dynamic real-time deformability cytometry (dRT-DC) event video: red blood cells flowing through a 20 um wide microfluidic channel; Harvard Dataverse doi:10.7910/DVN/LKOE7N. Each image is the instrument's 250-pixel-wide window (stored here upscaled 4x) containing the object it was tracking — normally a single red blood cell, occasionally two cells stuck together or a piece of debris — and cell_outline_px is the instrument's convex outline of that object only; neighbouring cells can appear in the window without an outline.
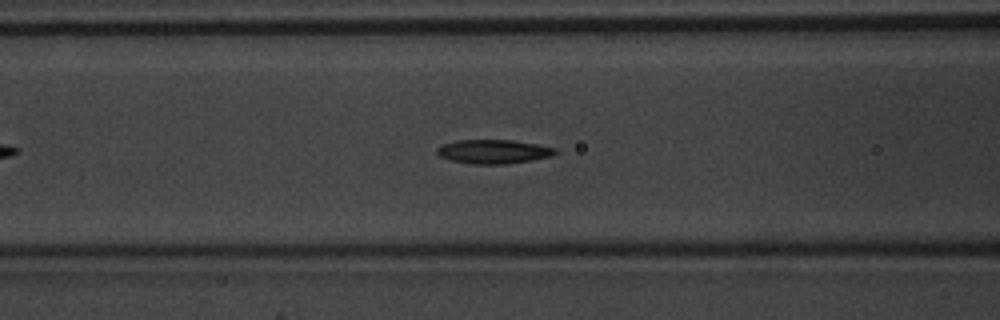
{"species": "common noctule bat (a hibernating species)", "species_latin": "Nyctalus noctula", "temperature_condition": "warm", "stored_images_in_passage": 41, "camera_frame_rate_fps": 3000, "um_per_image_px": 0.085, "animal": {"sex": "male", "body_mass_g": 20.1, "forearm_length_mm": 53.5}, "frame": {"image": 1, "passage_image": 12, "time_ms": 3.667, "image_size_px": [1000, 320], "cell_outline_px": [[560, 152], [552, 156], [532, 160], [504, 164], [472, 164], [452, 160], [440, 156], [436, 152], [436, 148], [444, 144], [456, 140], [512, 140], [536, 144], [556, 148]], "centroid_in_image_um": [41.98, 12.88], "position_along_channel_um": 124.6, "area_um2": 16.53}}
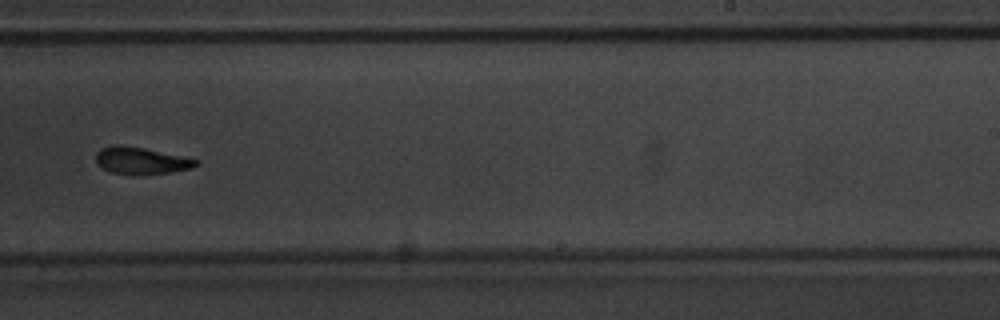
{"frame": {"image": 2, "passage_image": 23, "time_ms": 7.333, "image_size_px": [1000, 320], "cell_outline_px": [[200, 164], [192, 168], [168, 172], [132, 176], [112, 172], [104, 168], [96, 160], [96, 152], [100, 148], [112, 144], [120, 144], [144, 148], [184, 156], [200, 160]], "centroid_in_image_um": [12.01, 13.65], "position_along_channel_um": 277.0, "area_um2": 15.95}}
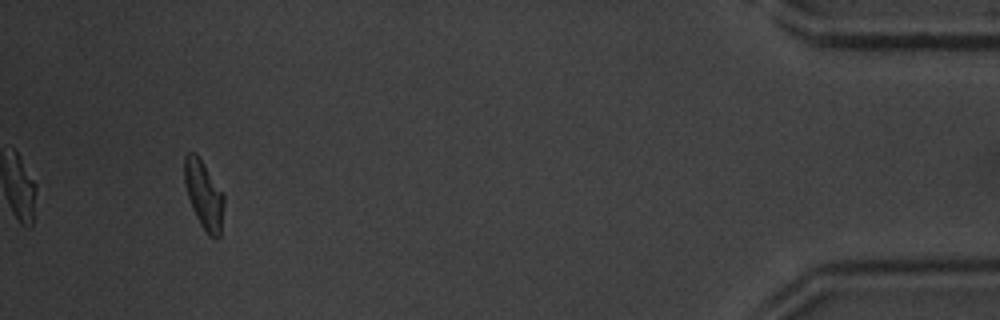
{"frame": {"image": 3, "passage_image": 38, "time_ms": 12.333, "image_size_px": [1000, 320], "cell_outline_px": [[224, 204], [220, 236], [216, 240], [208, 236], [200, 224], [192, 208], [184, 184], [184, 156], [188, 152], [196, 152], [224, 192]], "centroid_in_image_um": [17.34, 16.56], "position_along_channel_um": 417.9, "area_um2": 16.07}, "authors_computed_cell_mechanics": {"area_um2": 16.2418, "velocity_mm_per_s": 4.1622, "shape_relaxation_time_tau1_ms": 2.7456, "shape_relaxation_time_tau2_ms": 4.7129, "deformation_change_tau1": 0.1527, "deformation_change_tau2": 0.1338}}